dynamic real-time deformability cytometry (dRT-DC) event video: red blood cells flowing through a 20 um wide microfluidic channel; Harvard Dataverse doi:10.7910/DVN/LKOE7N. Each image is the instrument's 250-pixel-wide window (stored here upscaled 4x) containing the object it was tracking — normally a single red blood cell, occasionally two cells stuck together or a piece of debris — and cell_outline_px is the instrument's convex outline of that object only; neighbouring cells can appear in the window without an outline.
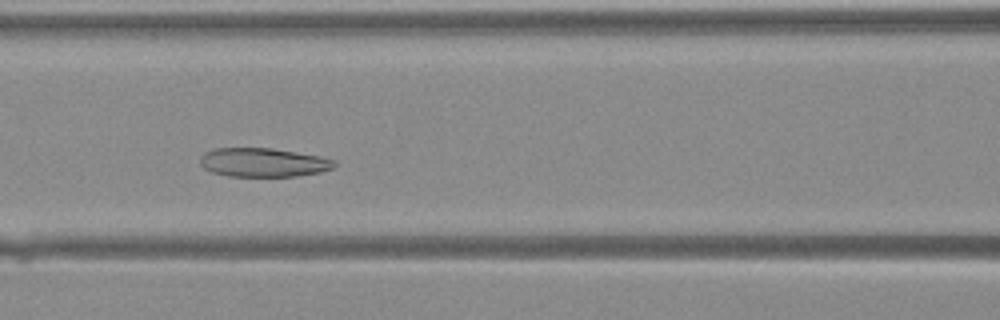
{"species": "Egyptian fruit bat (a non-hibernating species)", "species_latin": "Rousettus aegyptiacus", "temperature_condition": "warm", "stored_images_in_passage": 36, "camera_frame_rate_fps": 3000, "um_per_image_px": 0.085, "animal": {"sex": "female"}, "frame": {"image": 1, "passage_image": 13, "time_ms": 4.0, "image_size_px": [1000, 320], "cell_outline_px": [[336, 164], [332, 168], [320, 172], [296, 176], [228, 176], [212, 172], [204, 168], [200, 164], [200, 156], [204, 152], [216, 148], [272, 148], [320, 156], [336, 160]], "centroid_in_image_um": [22.36, 13.8], "position_along_channel_um": 144.2, "area_um2": 22.6}}
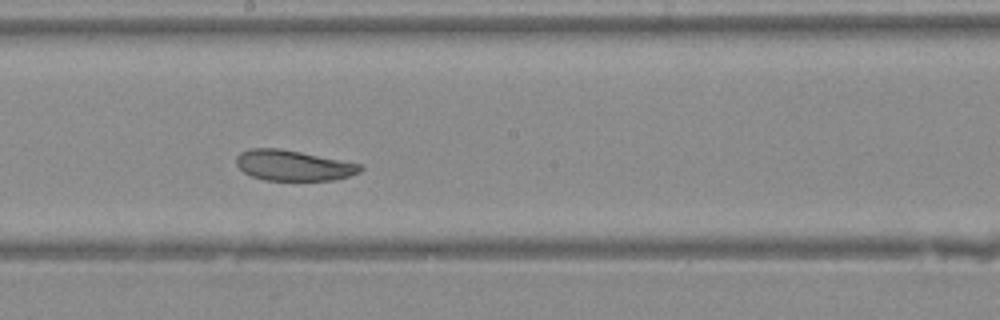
{"frame": {"image": 2, "passage_image": 18, "time_ms": 5.667, "image_size_px": [1000, 320], "cell_outline_px": [[364, 168], [360, 172], [336, 180], [264, 180], [252, 176], [244, 172], [236, 164], [236, 156], [240, 152], [252, 148], [280, 148], [364, 164]], "centroid_in_image_um": [24.96, 14.06], "position_along_channel_um": 223.2, "area_um2": 22.2}}
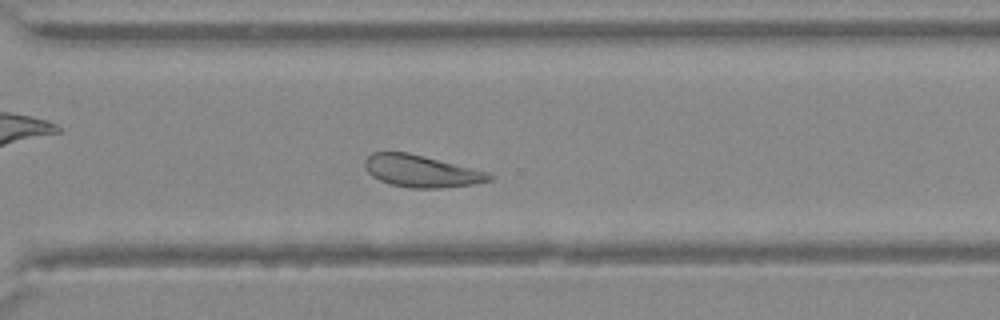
{"frame": {"image": 3, "passage_image": 25, "time_ms": 8.0, "image_size_px": [1000, 320], "cell_outline_px": [[496, 176], [492, 180], [472, 184], [440, 188], [412, 188], [392, 184], [380, 180], [372, 176], [368, 172], [364, 164], [364, 160], [372, 152], [408, 152], [488, 172]], "centroid_in_image_um": [35.81, 14.54], "position_along_channel_um": 334.8, "area_um2": 23.06}}